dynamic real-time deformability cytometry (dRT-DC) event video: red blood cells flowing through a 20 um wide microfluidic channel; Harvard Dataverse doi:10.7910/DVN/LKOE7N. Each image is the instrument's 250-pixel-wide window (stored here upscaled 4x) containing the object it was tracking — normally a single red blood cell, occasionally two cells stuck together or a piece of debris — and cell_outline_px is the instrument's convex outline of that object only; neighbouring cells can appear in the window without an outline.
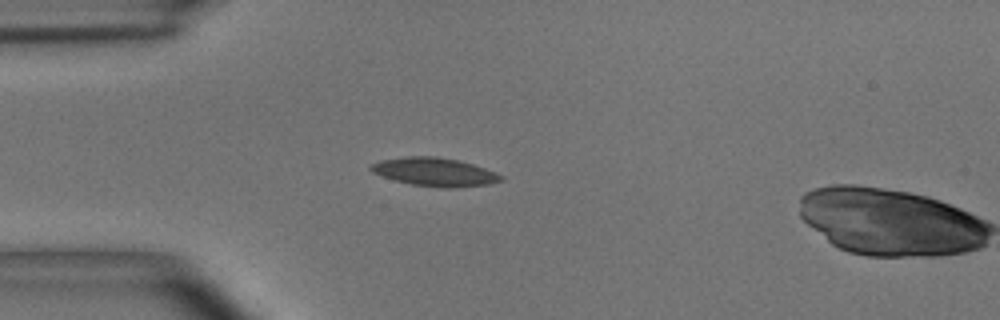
{"species": "common noctule bat (a hibernating species)", "species_latin": "Nyctalus noctula", "temperature_condition": "room temperature", "stored_images_in_passage": 11, "camera_frame_rate_fps": 3000, "um_per_image_px": 0.085, "animal": {"sex": "male", "body_mass_g": 15.6}, "frame": {"image": 1, "passage_image": 10, "time_ms": 3.0, "image_size_px": [1000, 320], "cell_outline_px": [[504, 180], [488, 184], [452, 188], [448, 188], [412, 184], [396, 180], [372, 172], [368, 168], [372, 164], [380, 160], [408, 156], [436, 156], [456, 160], [472, 164], [484, 168], [504, 176]], "centroid_in_image_um": [36.95, 14.61], "position_along_channel_um": 48.0, "area_um2": 21.21}}